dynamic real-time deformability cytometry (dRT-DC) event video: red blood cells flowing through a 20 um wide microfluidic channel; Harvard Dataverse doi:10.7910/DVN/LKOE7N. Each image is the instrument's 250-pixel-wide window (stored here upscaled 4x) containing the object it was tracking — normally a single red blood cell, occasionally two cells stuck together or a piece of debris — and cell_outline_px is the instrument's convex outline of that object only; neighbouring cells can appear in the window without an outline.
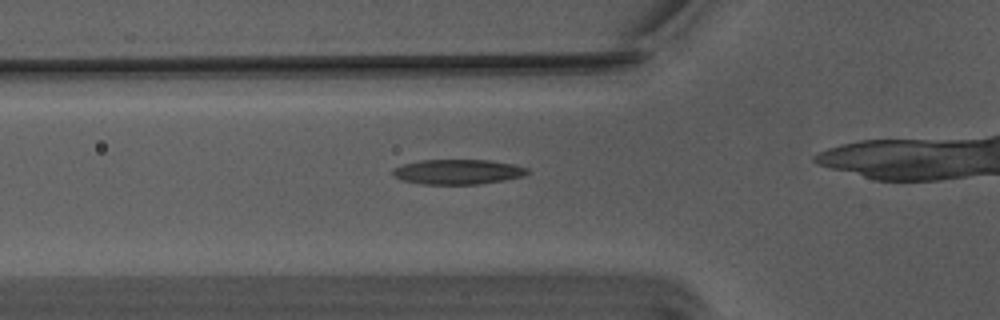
{"species": "Egyptian fruit bat (a non-hibernating species)", "species_latin": "Rousettus aegyptiacus", "temperature_condition": "warm", "stored_images_in_passage": 36, "camera_frame_rate_fps": 3000, "um_per_image_px": 0.085, "animal": {"sex": "male"}, "frame": {"image": 1, "passage_image": 12, "time_ms": 3.667, "image_size_px": [1000, 320], "cell_outline_px": [[532, 172], [524, 176], [504, 180], [480, 184], [420, 184], [404, 180], [392, 176], [392, 168], [404, 164], [420, 160], [492, 160], [516, 164], [528, 168]], "centroid_in_image_um": [38.96, 14.6], "position_along_channel_um": 86.8, "area_um2": 19.83}}
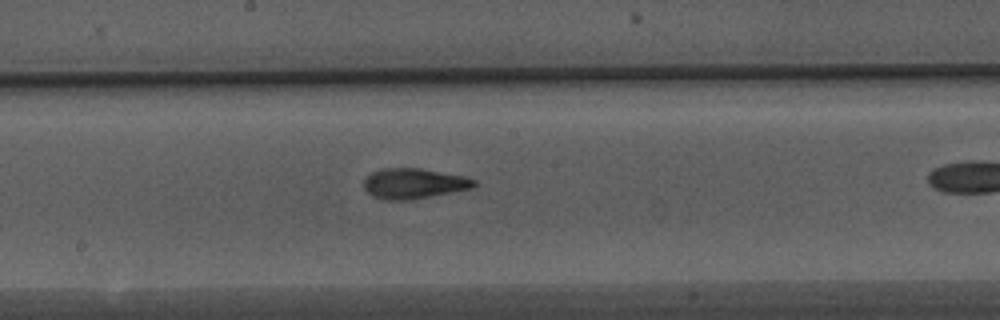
{"frame": {"image": 2, "passage_image": 22, "time_ms": 7.0, "image_size_px": [1000, 320], "cell_outline_px": [[480, 184], [472, 188], [452, 192], [404, 200], [384, 200], [372, 196], [364, 188], [364, 180], [372, 172], [384, 168], [420, 168], [464, 176], [476, 180]], "centroid_in_image_um": [35.19, 15.59], "position_along_channel_um": 213.0, "area_um2": 19.36}}
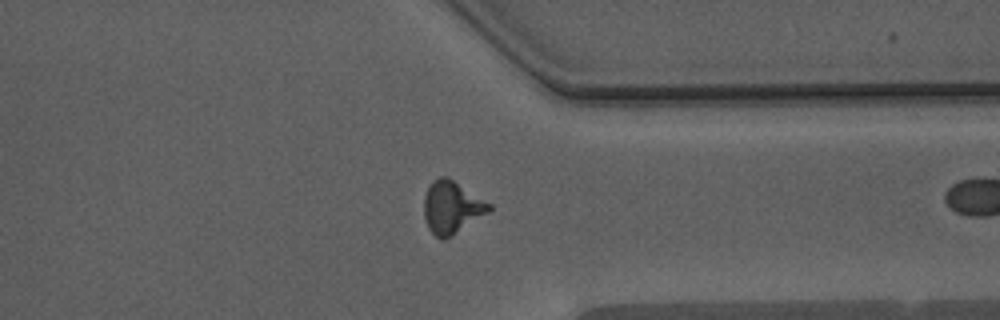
{"frame": {"image": 3, "passage_image": 35, "time_ms": 11.333, "image_size_px": [1000, 320], "cell_outline_px": [[492, 208], [488, 212], [452, 236], [444, 240], [440, 240], [428, 228], [424, 216], [424, 196], [432, 180], [440, 176], [448, 176], [492, 204]], "centroid_in_image_um": [38.39, 17.61], "position_along_channel_um": 373.0, "area_um2": 20.0}}